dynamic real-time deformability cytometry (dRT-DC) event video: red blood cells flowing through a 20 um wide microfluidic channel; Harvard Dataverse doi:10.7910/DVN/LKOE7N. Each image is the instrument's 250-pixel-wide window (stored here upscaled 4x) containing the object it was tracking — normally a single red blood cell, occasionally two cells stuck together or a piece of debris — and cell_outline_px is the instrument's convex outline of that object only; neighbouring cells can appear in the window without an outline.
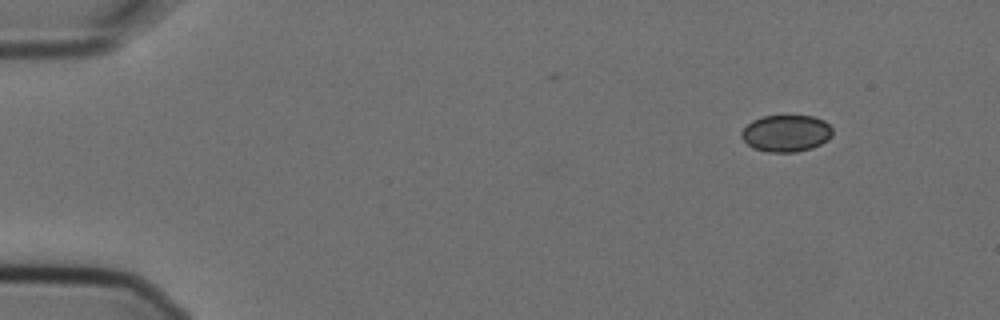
{"species": "Egyptian fruit bat (a non-hibernating species)", "species_latin": "Rousettus aegyptiacus", "temperature_condition": "cold", "stored_images_in_passage": 2, "camera_frame_rate_fps": 3000, "um_per_image_px": 0.085, "animal": {"sex": "female"}, "frame": {"image": 1, "passage_image": 1, "time_ms": 0.0, "image_size_px": [1000, 320], "cell_outline_px": [[832, 136], [828, 140], [812, 148], [796, 152], [768, 152], [756, 148], [748, 144], [740, 136], [740, 132], [752, 120], [764, 116], [812, 116], [824, 120], [832, 128]], "centroid_in_image_um": [66.84, 11.33], "position_along_channel_um": 18.2, "area_um2": 19.48}}